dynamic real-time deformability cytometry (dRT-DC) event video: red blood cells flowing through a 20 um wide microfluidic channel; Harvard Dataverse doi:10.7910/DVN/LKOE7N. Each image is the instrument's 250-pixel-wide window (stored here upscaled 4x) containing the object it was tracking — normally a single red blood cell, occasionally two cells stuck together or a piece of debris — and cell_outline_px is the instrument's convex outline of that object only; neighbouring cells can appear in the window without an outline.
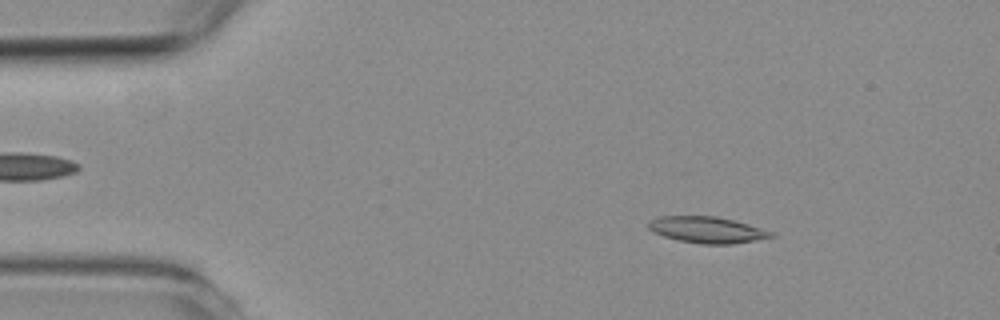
{"species": "common noctule bat (a hibernating species)", "species_latin": "Nyctalus noctula", "temperature_condition": "room temperature", "stored_images_in_passage": 5, "segment_of_instrument_passage": [1, 2], "camera_frame_rate_fps": 3000, "um_per_image_px": 0.085, "animal": {"sex": "female", "body_mass_g": 19.3, "forearm_length_mm": 54.1}, "frame": {"image": 1, "passage_image": 2, "time_ms": 1.0, "image_size_px": [1000, 320], "cell_outline_px": [[776, 236], [756, 240], [732, 244], [700, 244], [680, 240], [664, 236], [652, 232], [648, 228], [648, 220], [660, 216], [716, 216], [748, 224], [776, 232]], "centroid_in_image_um": [60.11, 19.53], "position_along_channel_um": 24.9, "area_um2": 18.9}}